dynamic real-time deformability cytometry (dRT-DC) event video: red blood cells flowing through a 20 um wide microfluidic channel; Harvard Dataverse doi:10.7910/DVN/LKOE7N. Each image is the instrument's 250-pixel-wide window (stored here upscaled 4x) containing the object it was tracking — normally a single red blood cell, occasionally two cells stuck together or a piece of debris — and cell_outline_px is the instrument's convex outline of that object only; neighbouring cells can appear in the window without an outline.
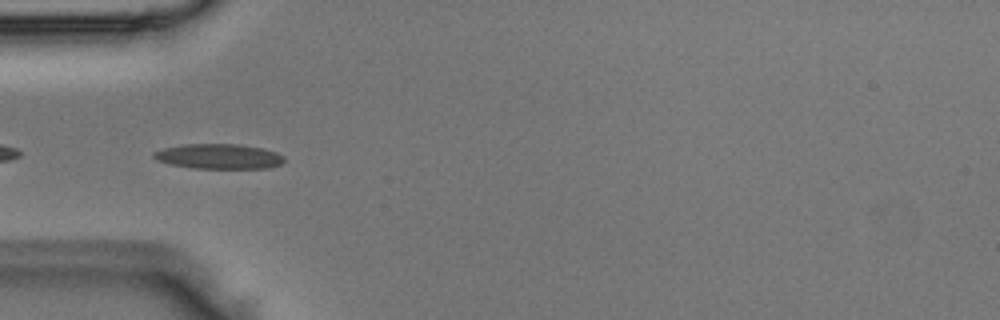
{"species": "Egyptian fruit bat (a non-hibernating species)", "species_latin": "Rousettus aegyptiacus", "temperature_condition": "room temperature", "stored_images_in_passage": 6, "camera_frame_rate_fps": 3000, "um_per_image_px": 0.085, "animal": {"sex": "male"}, "frame": {"image": 1, "passage_image": 4, "time_ms": 1.0, "image_size_px": [1000, 320], "cell_outline_px": [[284, 160], [280, 164], [268, 168], [192, 168], [172, 164], [156, 160], [152, 156], [152, 152], [164, 148], [184, 144], [236, 144], [264, 148], [276, 152], [284, 156]], "centroid_in_image_um": [18.59, 13.29], "position_along_channel_um": 66.4, "area_um2": 18.96}}
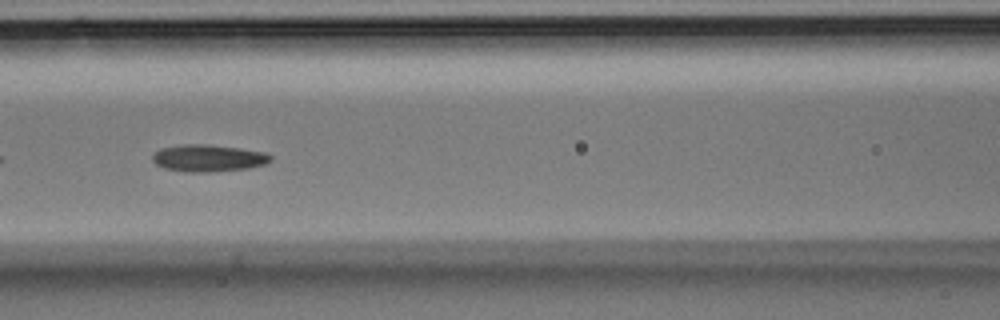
{"frame": {"image": 2, "passage_image": 6, "time_ms": 1.667, "image_size_px": [1000, 320], "cell_outline_px": [[272, 160], [264, 164], [248, 168], [212, 172], [188, 172], [164, 168], [156, 164], [152, 160], [152, 156], [160, 148], [184, 144], [208, 144], [240, 148], [264, 152], [272, 156]], "centroid_in_image_um": [17.7, 13.44], "position_along_channel_um": 148.9, "area_um2": 18.61}}